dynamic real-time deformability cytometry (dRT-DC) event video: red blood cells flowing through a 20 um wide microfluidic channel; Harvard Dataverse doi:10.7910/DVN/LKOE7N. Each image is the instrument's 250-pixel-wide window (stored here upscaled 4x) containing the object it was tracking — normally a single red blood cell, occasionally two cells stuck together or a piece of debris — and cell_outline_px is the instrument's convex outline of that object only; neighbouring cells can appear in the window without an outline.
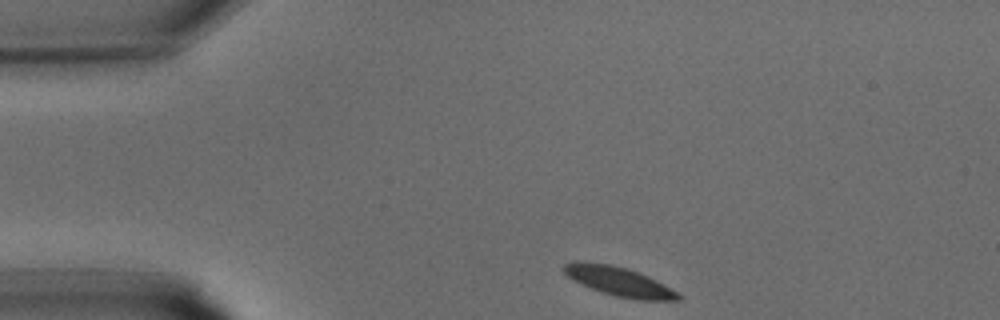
{"species": "common noctule bat (a hibernating species)", "species_latin": "Nyctalus noctula", "temperature_condition": "warm", "stored_images_in_passage": 23, "camera_frame_rate_fps": 3000, "um_per_image_px": 0.085, "animal": {"sex": "male", "body_mass_g": 15.6}, "frame": {"image": 1, "passage_image": 1, "time_ms": 0.0, "image_size_px": [1000, 320], "cell_outline_px": [[684, 296], [680, 300], [640, 300], [616, 296], [580, 284], [568, 276], [564, 272], [564, 264], [608, 264], [624, 268], [648, 276], [656, 280]], "centroid_in_image_um": [52.73, 23.98], "position_along_channel_um": 32.3, "area_um2": 18.44}}
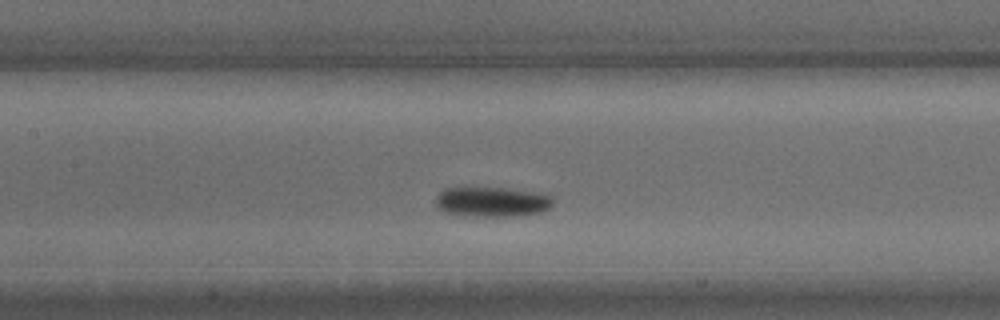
{"frame": {"image": 2, "passage_image": 10, "time_ms": 3.0, "image_size_px": [1000, 320], "cell_outline_px": [[552, 204], [548, 208], [540, 212], [516, 216], [460, 216], [444, 212], [436, 204], [436, 196], [444, 188], [508, 188], [536, 192], [552, 196]], "centroid_in_image_um": [41.79, 17.16], "position_along_channel_um": 165.6, "area_um2": 20.46}}
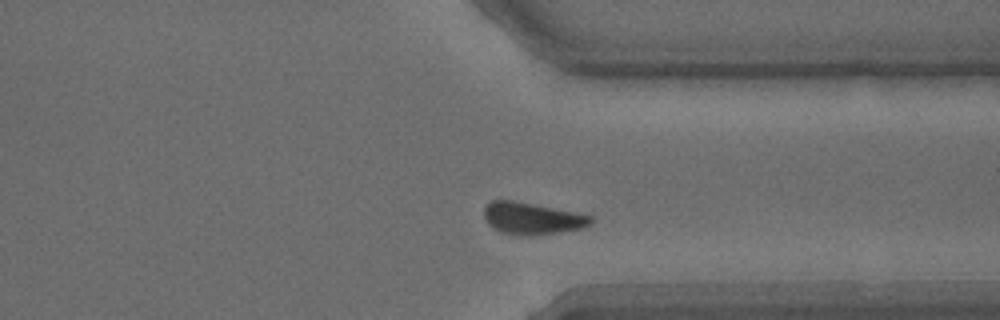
{"frame": {"image": 3, "passage_image": 20, "time_ms": 6.333, "image_size_px": [1000, 320], "cell_outline_px": [[592, 224], [580, 228], [556, 232], [500, 232], [488, 224], [484, 216], [484, 208], [492, 200], [512, 200], [592, 216]], "centroid_in_image_um": [45.19, 18.51], "position_along_channel_um": 366.2, "area_um2": 18.55}}